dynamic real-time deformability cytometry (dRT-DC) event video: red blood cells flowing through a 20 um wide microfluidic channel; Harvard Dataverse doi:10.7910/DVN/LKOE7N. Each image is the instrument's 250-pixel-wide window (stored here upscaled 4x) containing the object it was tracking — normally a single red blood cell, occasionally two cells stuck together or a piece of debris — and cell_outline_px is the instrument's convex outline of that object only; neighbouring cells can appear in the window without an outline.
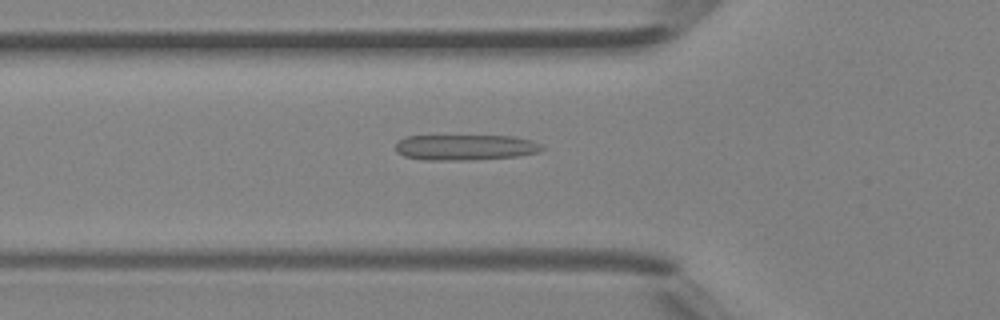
{"species": "Egyptian fruit bat (a non-hibernating species)", "species_latin": "Rousettus aegyptiacus", "temperature_condition": "room temperature", "stored_images_in_passage": 46, "camera_frame_rate_fps": 3000, "um_per_image_px": 0.085, "animal": {"sex": "female"}, "frame": {"image": 1, "passage_image": 16, "time_ms": 5.0, "image_size_px": [1000, 320], "cell_outline_px": [[544, 148], [540, 152], [520, 156], [472, 160], [428, 160], [404, 156], [396, 152], [396, 144], [400, 140], [408, 136], [512, 136], [532, 140], [540, 144]], "centroid_in_image_um": [39.59, 12.53], "position_along_channel_um": 86.2, "area_um2": 21.91}}
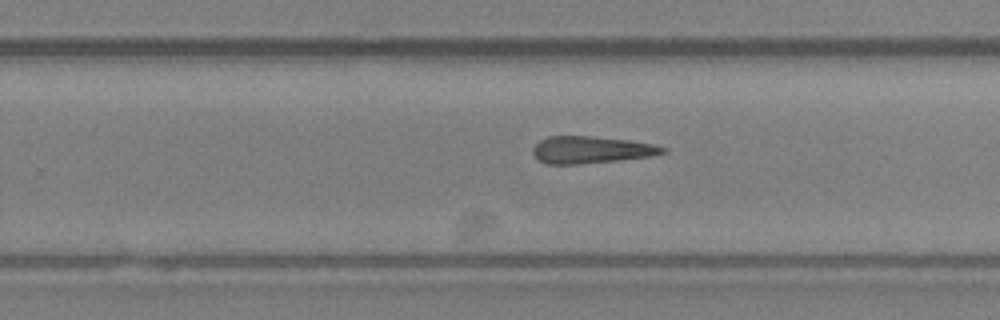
{"frame": {"image": 2, "passage_image": 29, "time_ms": 9.333, "image_size_px": [1000, 320], "cell_outline_px": [[668, 152], [652, 156], [620, 160], [576, 164], [548, 164], [540, 160], [532, 152], [532, 148], [540, 140], [548, 136], [592, 136], [628, 140], [652, 144], [668, 148]], "centroid_in_image_um": [50.28, 12.73], "position_along_channel_um": 279.5, "area_um2": 20.46}}
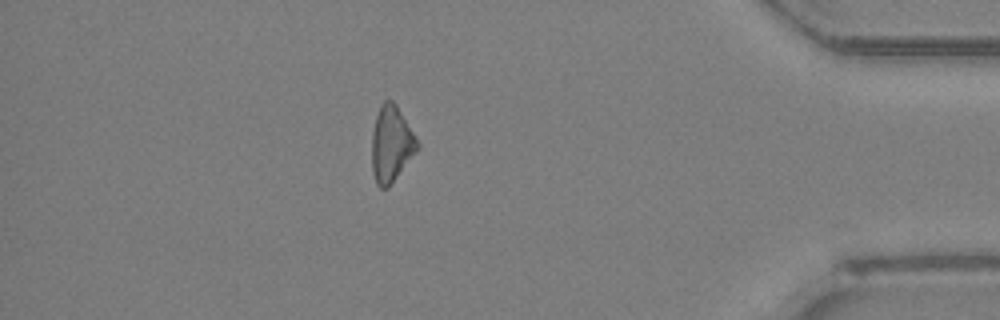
{"frame": {"image": 3, "passage_image": 40, "time_ms": 13.0, "image_size_px": [1000, 320], "cell_outline_px": [[420, 148], [388, 188], [380, 188], [376, 184], [372, 172], [372, 132], [376, 116], [380, 104], [384, 100], [392, 100], [396, 104], [416, 136], [420, 144]], "centroid_in_image_um": [33.27, 12.25], "position_along_channel_um": 401.9, "area_um2": 20.4}, "authors_computed_cell_mechanics": {"area_um2": 21.097, "velocity_mm_per_s": 4.4632, "shape_relaxation_time_tau1_ms": null, "shape_relaxation_time_tau2_ms": 6.1285, "deformation_change_tau1": null, "deformation_change_tau2": 0.2516}}